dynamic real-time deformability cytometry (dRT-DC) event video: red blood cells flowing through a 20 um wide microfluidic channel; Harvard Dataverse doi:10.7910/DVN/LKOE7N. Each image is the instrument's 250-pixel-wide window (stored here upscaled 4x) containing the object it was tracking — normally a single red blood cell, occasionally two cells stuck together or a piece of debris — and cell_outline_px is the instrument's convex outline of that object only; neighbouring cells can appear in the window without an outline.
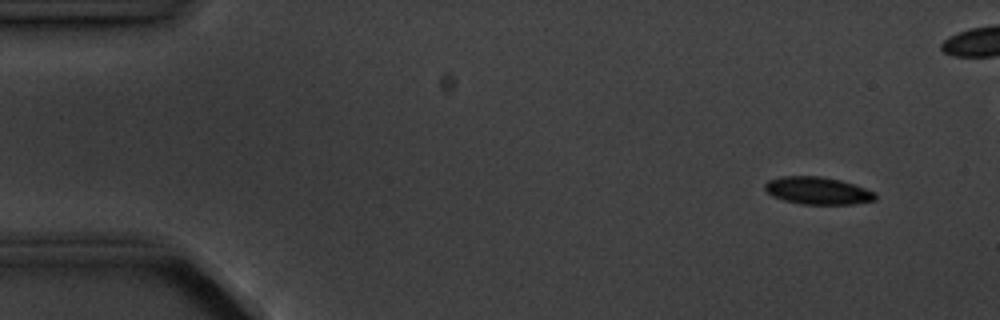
{"species": "common noctule bat (a hibernating species)", "species_latin": "Nyctalus noctula", "temperature_condition": "cold", "stored_images_in_passage": 6, "camera_frame_rate_fps": 3000, "um_per_image_px": 0.085, "animal": {"sex": "male", "body_mass_g": 20.1, "forearm_length_mm": 53.5}, "frame": {"image": 1, "passage_image": 2, "time_ms": 1.0, "image_size_px": [1000, 320], "cell_outline_px": [[876, 200], [856, 204], [800, 204], [784, 200], [772, 196], [764, 188], [764, 184], [768, 180], [780, 176], [820, 176], [840, 180], [864, 188], [872, 192], [876, 196]], "centroid_in_image_um": [69.46, 16.21], "position_along_channel_um": 15.5, "area_um2": 17.57}}